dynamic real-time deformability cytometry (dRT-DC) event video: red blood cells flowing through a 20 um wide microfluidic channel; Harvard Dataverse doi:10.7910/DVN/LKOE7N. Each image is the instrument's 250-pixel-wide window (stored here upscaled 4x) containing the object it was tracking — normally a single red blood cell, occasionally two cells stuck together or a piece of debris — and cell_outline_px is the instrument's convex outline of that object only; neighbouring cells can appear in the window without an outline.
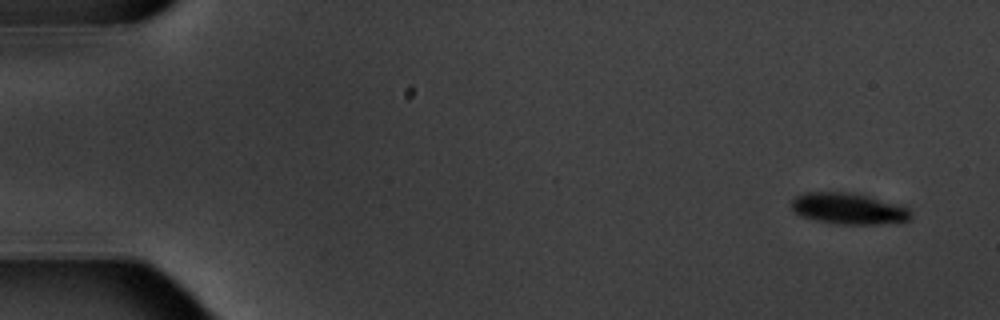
{"species": "common noctule bat (a hibernating species)", "species_latin": "Nyctalus noctula", "temperature_condition": "warm", "stored_images_in_passage": 5, "camera_frame_rate_fps": 3000, "um_per_image_px": 0.085, "animal": {"sex": "male", "body_mass_g": 20.1, "forearm_length_mm": 53.5}, "frame": {"image": 1, "passage_image": 1, "time_ms": 0.0, "image_size_px": [1000, 320], "cell_outline_px": [[912, 220], [900, 224], [836, 224], [816, 220], [800, 216], [792, 212], [788, 204], [796, 196], [804, 192], [852, 192], [868, 196], [896, 204], [908, 208], [912, 212]], "centroid_in_image_um": [72.12, 17.75], "position_along_channel_um": 12.9, "area_um2": 22.31}}